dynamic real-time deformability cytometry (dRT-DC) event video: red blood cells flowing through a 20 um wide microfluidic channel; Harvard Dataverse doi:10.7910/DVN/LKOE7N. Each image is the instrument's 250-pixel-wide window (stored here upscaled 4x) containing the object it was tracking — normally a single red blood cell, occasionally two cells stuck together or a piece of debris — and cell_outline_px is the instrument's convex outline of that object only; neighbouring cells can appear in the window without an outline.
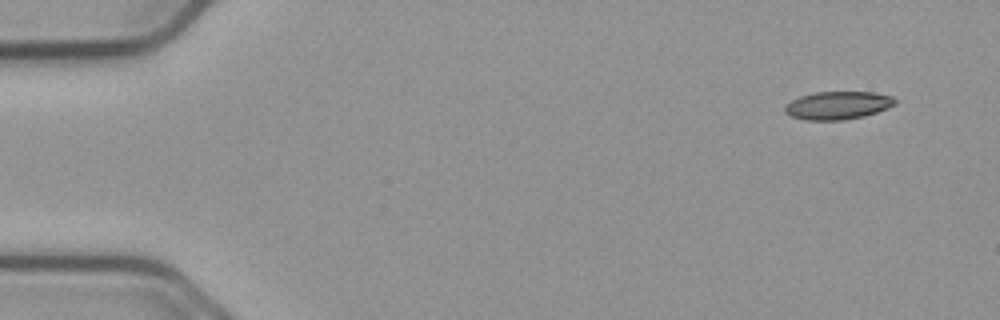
{"species": "common noctule bat (a hibernating species)", "species_latin": "Nyctalus noctula", "temperature_condition": "cold", "stored_images_in_passage": 52, "camera_frame_rate_fps": 3000, "um_per_image_px": 0.085, "animal": {"sex": "male", "body_mass_g": 23.1, "forearm_length_mm": 52.7}, "frame": {"image": 1, "passage_image": 1, "time_ms": 0.0, "image_size_px": [1000, 320], "cell_outline_px": [[896, 104], [876, 112], [864, 116], [844, 120], [804, 120], [792, 116], [784, 112], [784, 104], [800, 96], [816, 92], [872, 92], [892, 96], [896, 100]], "centroid_in_image_um": [71.18, 8.96], "position_along_channel_um": 13.8, "area_um2": 17.98}}
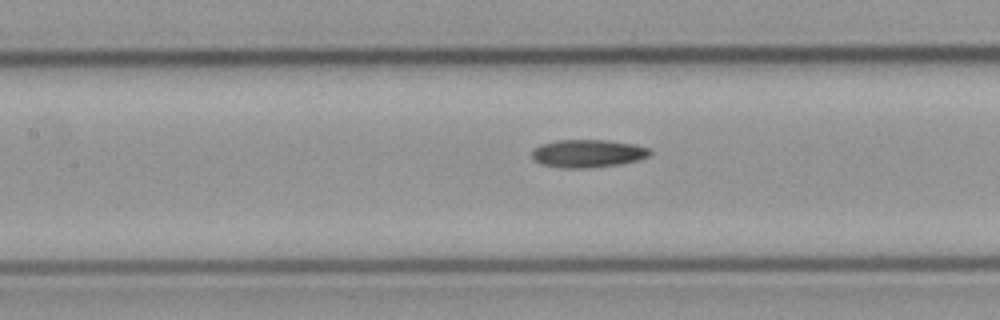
{"frame": {"image": 2, "passage_image": 22, "time_ms": 7.0, "image_size_px": [1000, 320], "cell_outline_px": [[652, 152], [648, 156], [636, 160], [620, 164], [588, 168], [560, 168], [540, 164], [532, 156], [532, 148], [540, 144], [556, 140], [604, 140], [632, 144], [648, 148]], "centroid_in_image_um": [49.9, 13.04], "position_along_channel_um": 157.5, "area_um2": 19.13}}
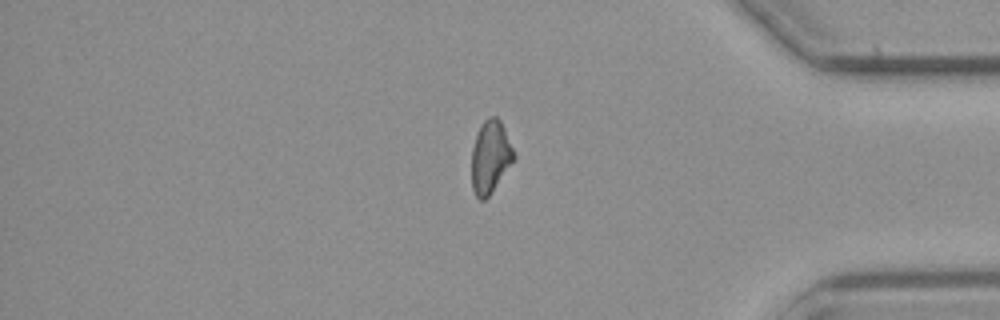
{"frame": {"image": 3, "passage_image": 43, "time_ms": 14.0, "image_size_px": [1000, 320], "cell_outline_px": [[516, 156], [488, 196], [484, 200], [480, 200], [476, 196], [472, 188], [472, 148], [480, 124], [484, 120], [492, 116], [496, 116], [500, 120], [504, 128]], "centroid_in_image_um": [41.66, 13.31], "position_along_channel_um": 393.5, "area_um2": 17.51}}